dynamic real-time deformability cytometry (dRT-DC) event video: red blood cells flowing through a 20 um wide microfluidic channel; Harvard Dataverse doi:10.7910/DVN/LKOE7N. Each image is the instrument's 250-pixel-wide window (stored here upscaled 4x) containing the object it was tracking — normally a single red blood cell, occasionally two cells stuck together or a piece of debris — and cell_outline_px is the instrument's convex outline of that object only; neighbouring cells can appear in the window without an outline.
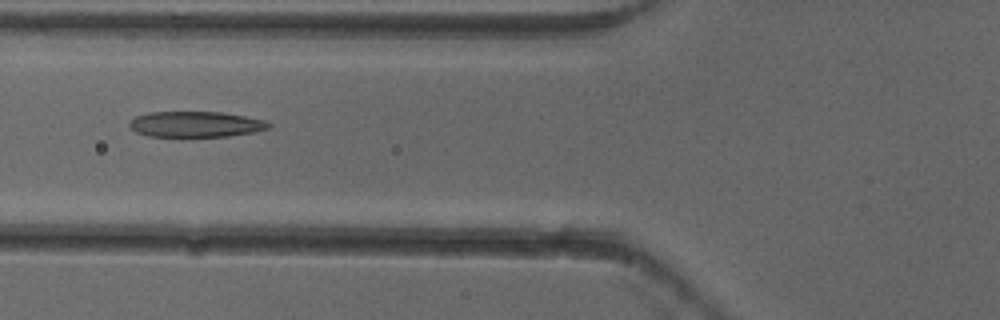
{"species": "common noctule bat (a hibernating species)", "species_latin": "Nyctalus noctula", "temperature_condition": "cold", "stored_images_in_passage": 5, "camera_frame_rate_fps": 3000, "um_per_image_px": 0.085, "animal": {"sex": "female"}, "frame": {"image": 1, "passage_image": 5, "time_ms": 1.333, "image_size_px": [1000, 320], "cell_outline_px": [[272, 124], [268, 128], [252, 132], [228, 136], [180, 140], [148, 136], [136, 132], [128, 124], [136, 116], [148, 112], [224, 112], [264, 120]], "centroid_in_image_um": [16.58, 10.61], "position_along_channel_um": 109.2, "area_um2": 21.79}}